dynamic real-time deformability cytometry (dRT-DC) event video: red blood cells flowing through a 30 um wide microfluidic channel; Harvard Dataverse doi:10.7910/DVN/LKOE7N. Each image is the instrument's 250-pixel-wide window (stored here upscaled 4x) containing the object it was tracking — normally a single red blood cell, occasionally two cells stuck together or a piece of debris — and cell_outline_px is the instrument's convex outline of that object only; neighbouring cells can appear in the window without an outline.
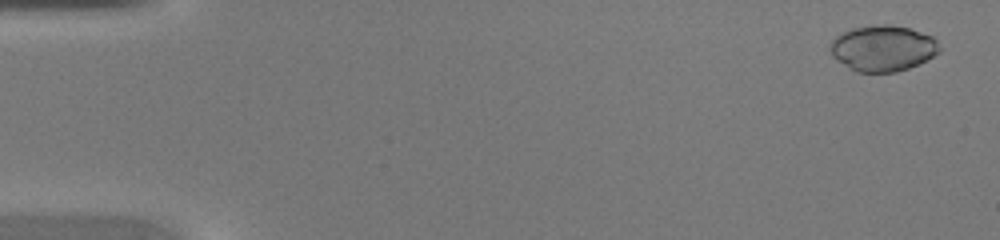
{"species": "common noctule bat (a hibernating species)", "species_latin": "Nyctalus noctula", "temperature_condition": "warm", "stored_images_in_passage": 45, "camera_frame_rate_fps": 3000, "um_per_image_px": 0.085, "animal": {"sex": "female", "body_mass_g": 20.0, "forearm_length_mm": 54.0}, "frame": {"image": 1, "passage_image": 2, "time_ms": 0.333, "image_size_px": [1000, 240], "cell_outline_px": [[940, 52], [908, 68], [896, 72], [856, 72], [836, 60], [828, 52], [828, 48], [832, 40], [836, 36], [852, 28], [880, 24], [892, 24], [908, 28], [932, 36], [936, 40], [940, 48]], "centroid_in_image_um": [75.0, 4.1], "position_along_channel_um": 10.0, "area_um2": 29.19}}
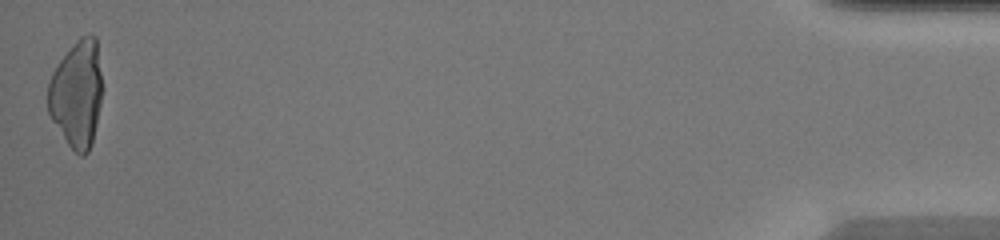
{"frame": {"image": 2, "passage_image": 45, "time_ms": 14.667, "image_size_px": [1000, 240], "cell_outline_px": [[100, 104], [92, 144], [88, 152], [84, 156], [80, 156], [68, 144], [52, 120], [48, 112], [48, 84], [52, 72], [60, 60], [76, 40], [80, 36], [96, 36], [100, 72]], "centroid_in_image_um": [6.51, 8.0], "position_along_channel_um": 428.7, "area_um2": 33.35}}